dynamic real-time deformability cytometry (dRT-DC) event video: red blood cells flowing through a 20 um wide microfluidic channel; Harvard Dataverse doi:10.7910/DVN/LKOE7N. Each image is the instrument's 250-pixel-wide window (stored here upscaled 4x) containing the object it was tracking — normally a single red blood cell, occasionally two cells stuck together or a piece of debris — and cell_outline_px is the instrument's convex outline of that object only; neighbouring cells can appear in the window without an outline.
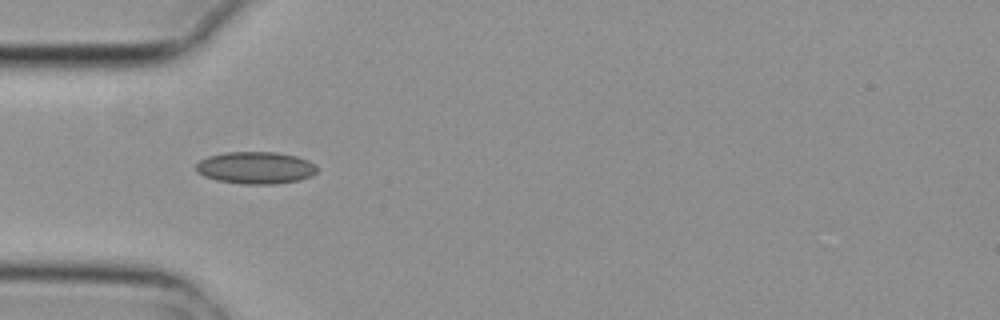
{"species": "common noctule bat (a hibernating species)", "species_latin": "Nyctalus noctula", "temperature_condition": "cold", "stored_images_in_passage": 4, "camera_frame_rate_fps": 3000, "um_per_image_px": 0.085, "animal": {"sex": "female", "body_mass_g": 29.2, "forearm_length_mm": 56.3}, "frame": {"image": 1, "passage_image": 3, "time_ms": 0.667, "image_size_px": [1000, 320], "cell_outline_px": [[316, 172], [312, 176], [300, 180], [276, 184], [244, 184], [216, 180], [204, 176], [196, 172], [196, 164], [200, 160], [208, 156], [224, 152], [276, 152], [296, 156], [312, 164], [316, 168]], "centroid_in_image_um": [21.68, 14.26], "position_along_channel_um": 63.3, "area_um2": 22.6}}
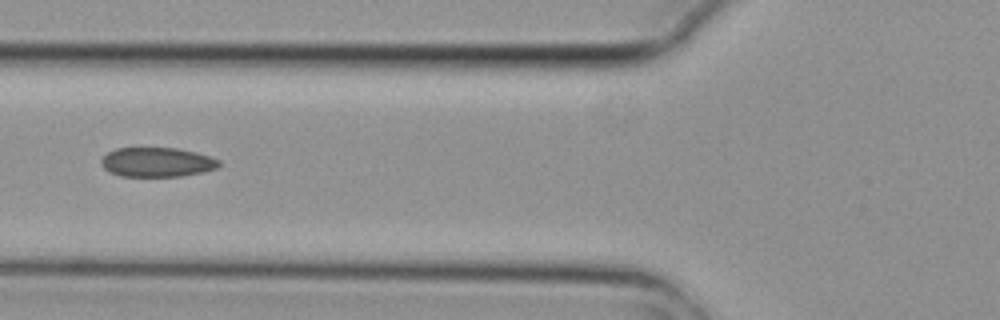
{"frame": {"image": 2, "passage_image": 4, "time_ms": 1.0, "image_size_px": [1000, 320], "cell_outline_px": [[220, 164], [216, 168], [204, 172], [180, 176], [120, 176], [108, 172], [100, 164], [100, 160], [108, 152], [116, 148], [176, 148], [196, 152], [220, 160]], "centroid_in_image_um": [13.32, 13.79], "position_along_channel_um": 112.5, "area_um2": 20.23}}